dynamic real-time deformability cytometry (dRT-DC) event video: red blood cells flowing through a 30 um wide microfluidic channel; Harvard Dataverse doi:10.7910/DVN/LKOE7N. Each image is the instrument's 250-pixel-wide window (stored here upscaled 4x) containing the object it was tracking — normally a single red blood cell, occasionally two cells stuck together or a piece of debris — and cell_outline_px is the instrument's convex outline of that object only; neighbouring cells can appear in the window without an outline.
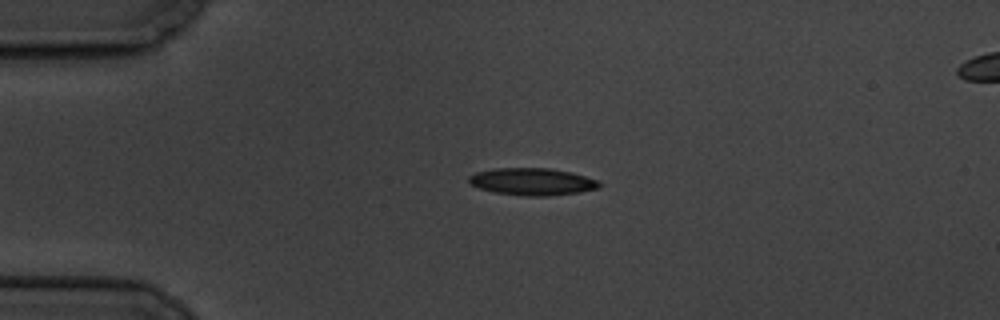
{"species": "common noctule bat (a hibernating species)", "species_latin": "Nyctalus noctula", "temperature_condition": "cold", "stored_images_in_passage": 5, "segment_of_instrument_passage": [1, 2], "camera_frame_rate_fps": 3000, "um_per_image_px": 0.085, "animal": {"sex": "male", "body_mass_g": 19.5, "forearm_length_mm": 54.6}, "frame": {"image": 1, "passage_image": 3, "time_ms": 2.0, "image_size_px": [1000, 320], "cell_outline_px": [[604, 184], [600, 188], [580, 192], [548, 196], [524, 196], [496, 192], [480, 188], [472, 184], [468, 180], [468, 176], [476, 172], [496, 168], [548, 168], [572, 172], [600, 180]], "centroid_in_image_um": [45.32, 15.44], "position_along_channel_um": 39.7, "area_um2": 20.81}}